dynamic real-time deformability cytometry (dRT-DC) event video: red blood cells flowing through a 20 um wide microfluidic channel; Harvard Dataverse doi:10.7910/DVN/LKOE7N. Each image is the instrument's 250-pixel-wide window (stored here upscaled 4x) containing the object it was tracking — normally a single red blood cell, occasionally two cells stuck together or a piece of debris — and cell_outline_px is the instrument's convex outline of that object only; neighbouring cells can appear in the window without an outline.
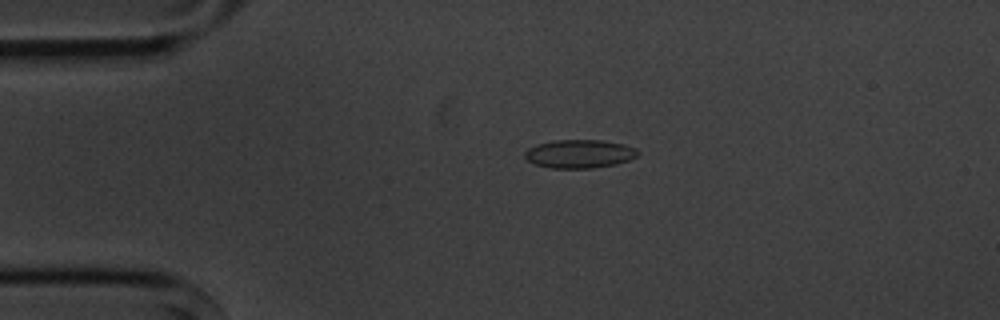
{"species": "common noctule bat (a hibernating species)", "species_latin": "Nyctalus noctula", "temperature_condition": "cold", "stored_images_in_passage": 5, "camera_frame_rate_fps": 3000, "um_per_image_px": 0.085, "animal": {"sex": "male", "body_mass_g": 20.1, "forearm_length_mm": 53.5}, "frame": {"image": 1, "passage_image": 4, "time_ms": 3.333, "image_size_px": [1000, 320], "cell_outline_px": [[640, 152], [636, 156], [628, 160], [616, 164], [592, 168], [548, 168], [536, 164], [528, 160], [524, 156], [524, 152], [528, 148], [536, 144], [556, 140], [600, 140], [624, 144], [636, 148]], "centroid_in_image_um": [49.25, 13.07], "position_along_channel_um": 35.8, "area_um2": 18.73}}
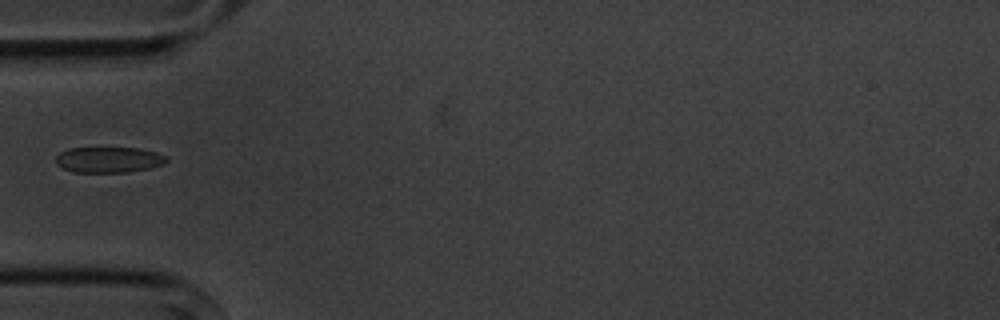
{"frame": {"image": 2, "passage_image": 5, "time_ms": 5.333, "image_size_px": [1000, 320], "cell_outline_px": [[168, 160], [164, 164], [148, 168], [128, 172], [72, 172], [56, 164], [56, 156], [60, 152], [68, 148], [136, 148], [156, 152], [168, 156]], "centroid_in_image_um": [9.24, 13.57], "position_along_channel_um": 75.8, "area_um2": 16.59}}